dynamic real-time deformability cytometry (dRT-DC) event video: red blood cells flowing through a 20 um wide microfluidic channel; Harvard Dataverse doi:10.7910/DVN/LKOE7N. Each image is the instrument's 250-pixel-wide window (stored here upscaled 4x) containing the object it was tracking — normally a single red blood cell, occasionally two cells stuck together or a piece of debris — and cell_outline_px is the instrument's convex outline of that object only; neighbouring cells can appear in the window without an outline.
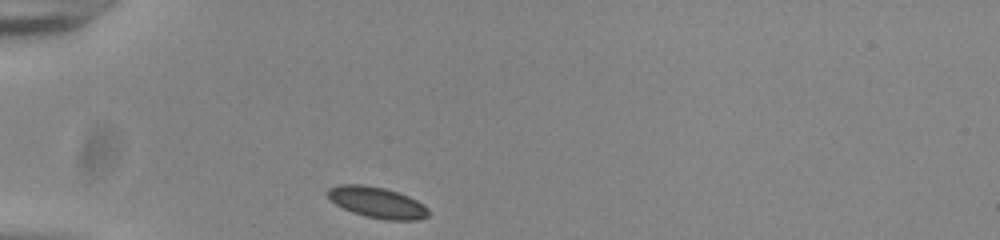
{"species": "common noctule bat (a hibernating species)", "species_latin": "Nyctalus noctula", "temperature_condition": "room temperature", "stored_images_in_passage": 30, "camera_frame_rate_fps": 3000, "um_per_image_px": 0.085, "animal": {"sex": "male", "body_mass_g": 20.0, "forearm_length_mm": 53.3}, "frame": {"image": 1, "passage_image": 1, "time_ms": 0.0, "image_size_px": [1000, 240], "cell_outline_px": [[428, 216], [416, 220], [388, 220], [364, 216], [352, 212], [328, 200], [328, 188], [340, 184], [364, 184], [384, 188], [408, 196], [424, 204], [428, 208]], "centroid_in_image_um": [32.03, 17.2], "position_along_channel_um": 53.0, "area_um2": 18.21}}
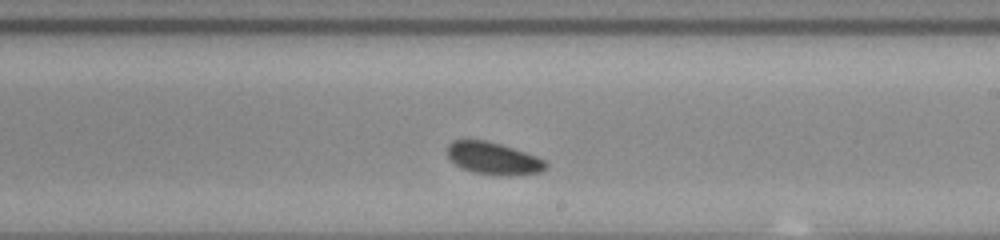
{"frame": {"image": 2, "passage_image": 18, "time_ms": 5.667, "image_size_px": [1000, 240], "cell_outline_px": [[548, 168], [540, 172], [508, 176], [500, 176], [472, 172], [460, 168], [448, 156], [448, 144], [452, 140], [484, 140], [500, 144], [536, 156], [544, 160], [548, 164]], "centroid_in_image_um": [41.94, 13.48], "position_along_channel_um": 247.1, "area_um2": 18.5}}
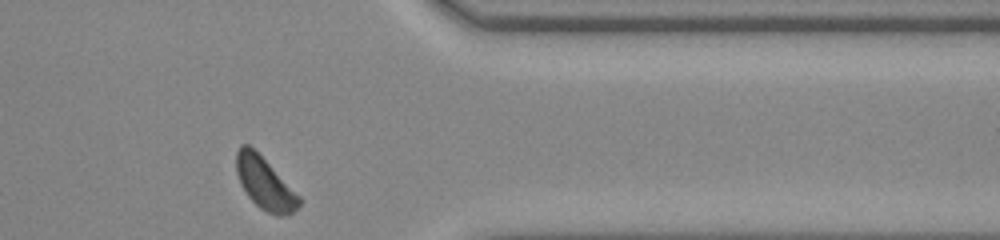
{"frame": {"image": 3, "passage_image": 30, "time_ms": 9.667, "image_size_px": [1000, 240], "cell_outline_px": [[300, 204], [288, 216], [276, 216], [260, 208], [248, 196], [240, 184], [236, 172], [236, 152], [240, 144], [248, 144], [300, 196]], "centroid_in_image_um": [22.48, 15.6], "position_along_channel_um": 388.9, "area_um2": 18.61}, "authors_computed_cell_mechanics": {"area_um2": 18.3804, "velocity_mm_per_s": 3.7858, "shape_relaxation_time_tau1_ms": 1.8759, "shape_relaxation_time_tau2_ms": null, "deformation_change_tau1": 0.065, "deformation_change_tau2": null}}